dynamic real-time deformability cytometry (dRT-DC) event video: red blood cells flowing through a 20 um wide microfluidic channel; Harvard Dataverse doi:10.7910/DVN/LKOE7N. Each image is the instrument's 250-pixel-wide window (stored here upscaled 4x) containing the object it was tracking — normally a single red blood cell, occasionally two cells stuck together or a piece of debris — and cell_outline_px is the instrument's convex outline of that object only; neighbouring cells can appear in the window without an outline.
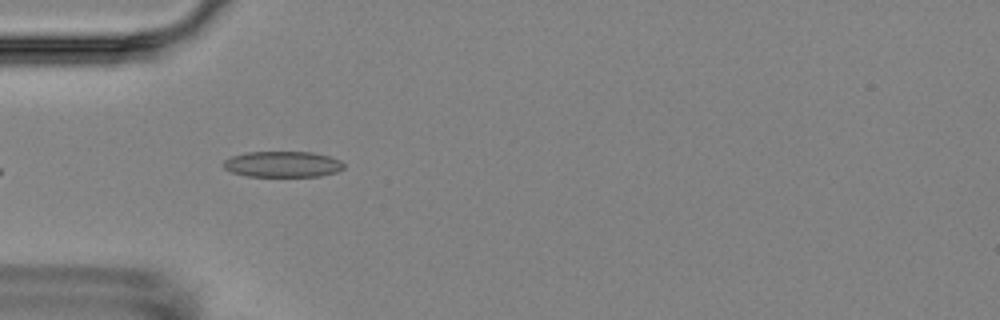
{"species": "Egyptian fruit bat (a non-hibernating species)", "species_latin": "Rousettus aegyptiacus", "temperature_condition": "room temperature", "stored_images_in_passage": 5, "camera_frame_rate_fps": 3000, "um_per_image_px": 0.085, "animal": {"sex": "female"}, "frame": {"image": 1, "passage_image": 4, "time_ms": 4.333, "image_size_px": [1000, 320], "cell_outline_px": [[344, 168], [336, 172], [320, 176], [248, 176], [232, 172], [224, 168], [220, 164], [224, 160], [232, 156], [248, 152], [312, 152], [328, 156], [340, 160], [344, 164]], "centroid_in_image_um": [24.01, 13.96], "position_along_channel_um": 61.0, "area_um2": 18.15}}
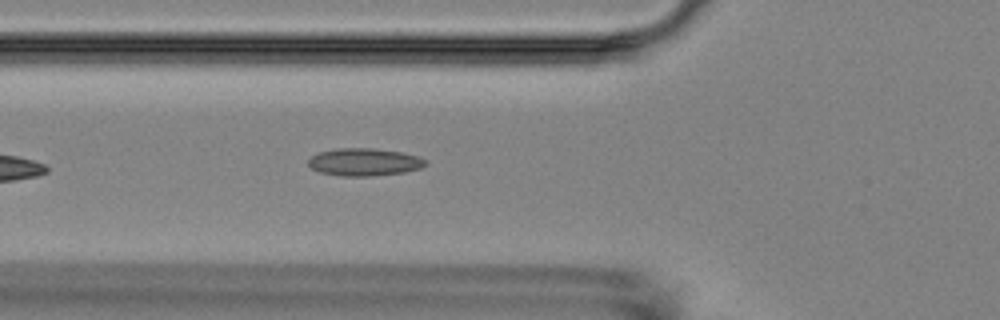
{"frame": {"image": 2, "passage_image": 5, "time_ms": 5.333, "image_size_px": [1000, 320], "cell_outline_px": [[428, 164], [420, 168], [404, 172], [368, 176], [340, 176], [320, 172], [312, 168], [308, 164], [308, 160], [312, 156], [320, 152], [336, 148], [372, 148], [400, 152], [420, 156], [428, 160]], "centroid_in_image_um": [30.99, 13.77], "position_along_channel_um": 94.8, "area_um2": 18.84}}